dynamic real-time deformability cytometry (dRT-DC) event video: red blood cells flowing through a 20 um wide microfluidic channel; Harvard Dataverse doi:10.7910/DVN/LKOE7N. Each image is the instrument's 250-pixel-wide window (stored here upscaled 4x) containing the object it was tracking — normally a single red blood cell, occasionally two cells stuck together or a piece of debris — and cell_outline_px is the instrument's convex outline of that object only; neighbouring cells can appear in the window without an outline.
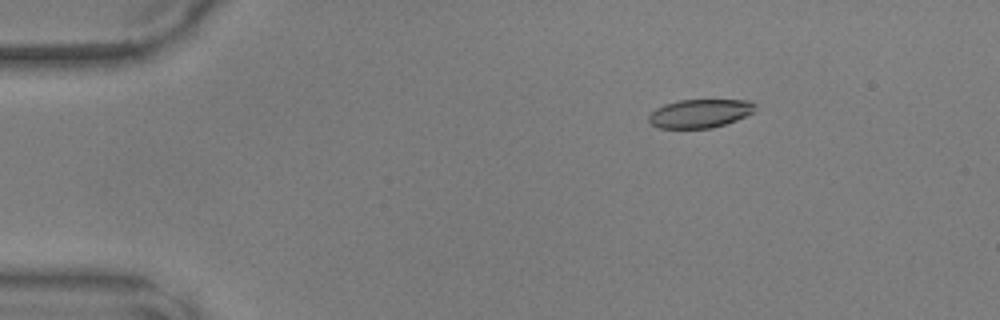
{"species": "common noctule bat (a hibernating species)", "species_latin": "Nyctalus noctula", "temperature_condition": "warm", "stored_images_in_passage": 42, "camera_frame_rate_fps": 3000, "um_per_image_px": 0.085, "animal": {"sex": "male", "body_mass_g": 17.9, "forearm_length_mm": 54.2}, "frame": {"image": 1, "passage_image": 1, "time_ms": 0.0, "image_size_px": [1000, 320], "cell_outline_px": [[756, 104], [752, 112], [736, 120], [712, 128], [660, 128], [652, 124], [648, 120], [648, 116], [656, 108], [664, 104], [680, 100], [752, 100]], "centroid_in_image_um": [59.48, 9.63], "position_along_channel_um": 25.5, "area_um2": 17.57}}
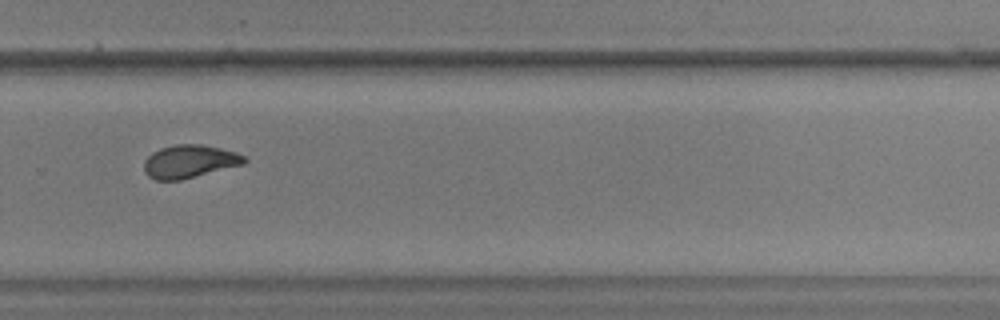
{"frame": {"image": 2, "passage_image": 27, "time_ms": 8.667, "image_size_px": [1000, 320], "cell_outline_px": [[248, 160], [244, 164], [180, 180], [156, 180], [148, 176], [144, 172], [144, 160], [152, 152], [160, 148], [176, 144], [200, 144], [220, 148], [236, 152], [244, 156]], "centroid_in_image_um": [16.09, 13.72], "position_along_channel_um": 313.7, "area_um2": 19.31}}
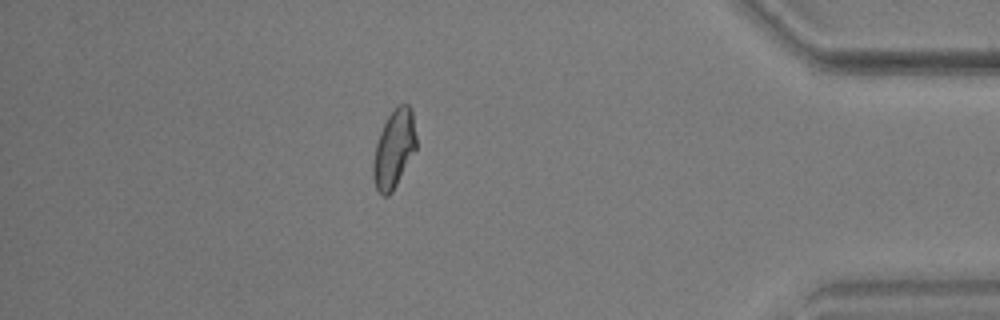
{"frame": {"image": 3, "passage_image": 36, "time_ms": 11.667, "image_size_px": [1000, 320], "cell_outline_px": [[416, 148], [392, 192], [388, 196], [384, 196], [376, 188], [372, 176], [372, 164], [376, 144], [380, 132], [388, 116], [400, 104], [408, 104], [412, 108], [416, 136]], "centroid_in_image_um": [33.48, 12.66], "position_along_channel_um": 401.7, "area_um2": 19.36}}